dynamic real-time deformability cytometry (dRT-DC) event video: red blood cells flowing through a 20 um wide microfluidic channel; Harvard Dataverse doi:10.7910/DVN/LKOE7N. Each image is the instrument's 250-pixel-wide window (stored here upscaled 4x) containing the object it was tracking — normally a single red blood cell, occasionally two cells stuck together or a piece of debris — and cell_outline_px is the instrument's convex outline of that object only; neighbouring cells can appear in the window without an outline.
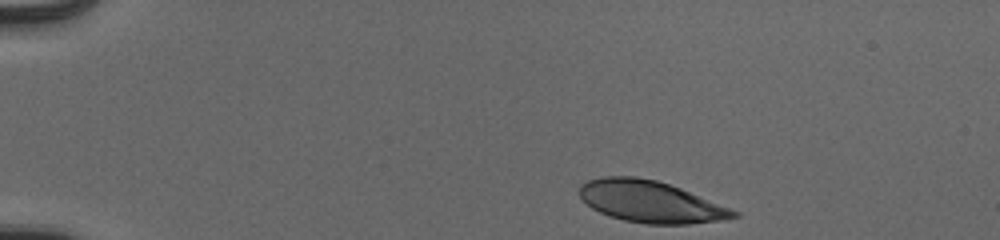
{"species": "human", "species_latin": "Homo sapiens", "temperature_condition": "cold", "stored_images_in_passage": 45, "camera_frame_rate_fps": 3000, "um_per_image_px": 0.085, "donor": {"sex": "male"}, "frame": {"image": 1, "passage_image": 1, "time_ms": 0.0, "image_size_px": [1000, 240], "cell_outline_px": [[740, 216], [720, 220], [688, 224], [644, 224], [624, 220], [608, 216], [592, 208], [580, 196], [580, 184], [588, 180], [604, 176], [636, 176], [656, 180], [680, 188], [740, 212]], "centroid_in_image_um": [55.28, 17.14], "position_along_channel_um": 29.7, "area_um2": 37.22}}
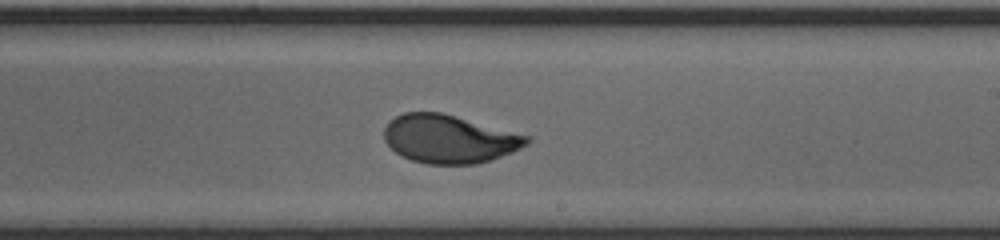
{"frame": {"image": 2, "passage_image": 25, "time_ms": 8.0, "image_size_px": [1000, 240], "cell_outline_px": [[532, 140], [528, 144], [512, 152], [492, 160], [476, 164], [428, 164], [412, 160], [396, 152], [384, 140], [384, 128], [388, 120], [404, 112], [440, 112], [528, 136]], "centroid_in_image_um": [38.16, 11.81], "position_along_channel_um": 250.8, "area_um2": 39.82}}
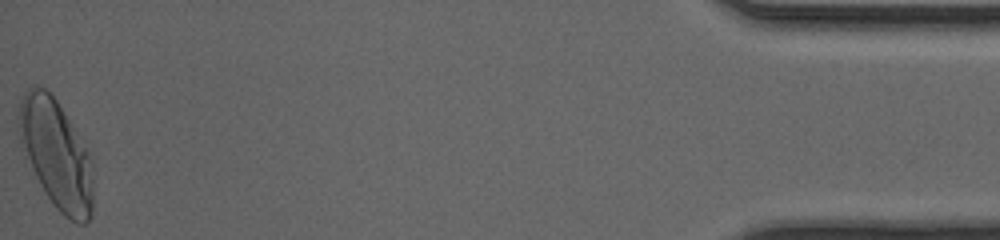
{"frame": {"image": 3, "passage_image": 45, "time_ms": 14.667, "image_size_px": [1000, 240], "cell_outline_px": [[92, 216], [84, 224], [76, 224], [68, 220], [52, 204], [44, 192], [36, 176], [20, 140], [16, 128], [16, 120], [20, 100], [24, 92], [32, 84], [36, 84], [44, 88], [56, 100], [88, 152], [92, 164]], "centroid_in_image_um": [4.75, 13.11], "position_along_channel_um": 430.4, "area_um2": 46.93}, "authors_computed_cell_mechanics": {"area_um2": 40.3444, "velocity_mm_per_s": 3.9322, "shape_relaxation_time_tau1_ms": 3.8846, "shape_relaxation_time_tau2_ms": null, "deformation_change_tau1": 0.2226, "deformation_change_tau2": null}}